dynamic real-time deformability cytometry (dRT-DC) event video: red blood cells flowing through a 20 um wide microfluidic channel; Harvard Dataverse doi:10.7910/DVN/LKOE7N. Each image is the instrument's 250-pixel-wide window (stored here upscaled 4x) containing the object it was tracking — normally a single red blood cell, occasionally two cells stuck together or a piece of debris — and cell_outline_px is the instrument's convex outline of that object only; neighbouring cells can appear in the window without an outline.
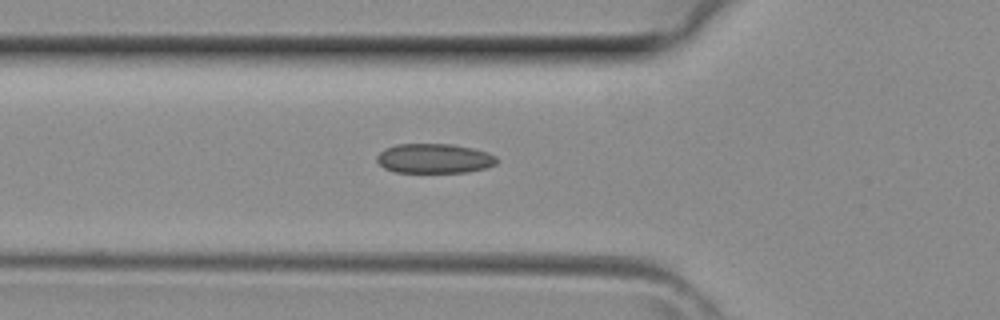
{"species": "common noctule bat (a hibernating species)", "species_latin": "Nyctalus noctula", "temperature_condition": "room temperature", "stored_images_in_passage": 29, "camera_frame_rate_fps": 3000, "um_per_image_px": 0.085, "animal": {"sex": "female", "body_mass_g": 29.2, "forearm_length_mm": 56.3}, "frame": {"image": 1, "passage_image": 2, "time_ms": 0.333, "image_size_px": [1000, 320], "cell_outline_px": [[500, 160], [496, 164], [488, 168], [468, 172], [392, 172], [384, 168], [376, 160], [376, 156], [384, 148], [396, 144], [452, 144], [472, 148], [488, 152], [496, 156]], "centroid_in_image_um": [36.93, 13.47], "position_along_channel_um": 88.9, "area_um2": 20.98}}
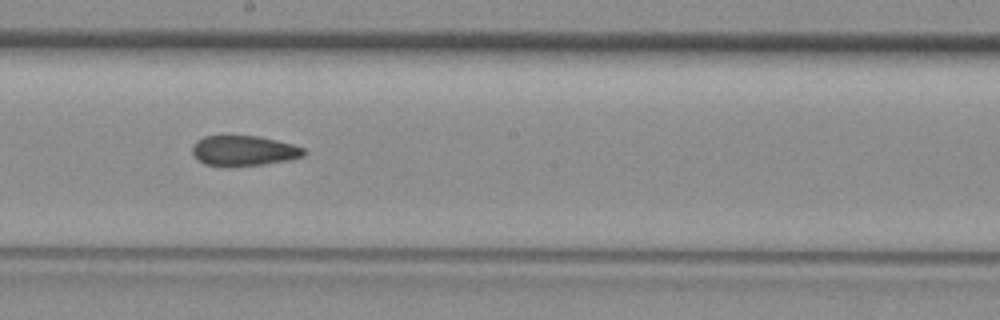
{"frame": {"image": 2, "passage_image": 10, "time_ms": 3.0, "image_size_px": [1000, 320], "cell_outline_px": [[304, 156], [288, 160], [264, 164], [204, 164], [192, 152], [192, 148], [204, 136], [260, 136], [292, 144], [304, 148]], "centroid_in_image_um": [20.78, 12.78], "position_along_channel_um": 227.4, "area_um2": 18.79}}
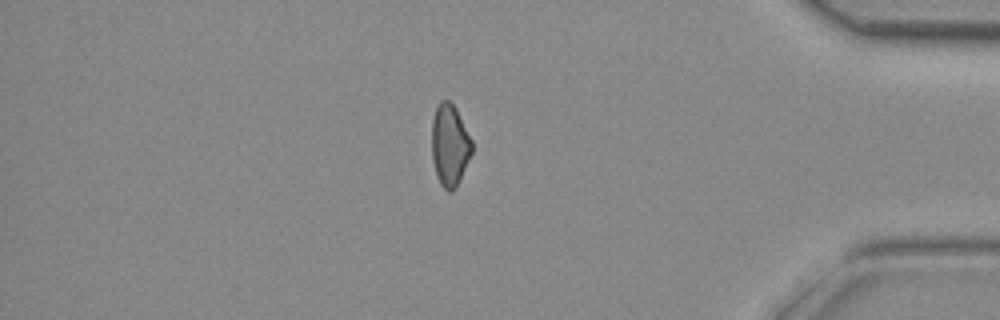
{"frame": {"image": 3, "passage_image": 22, "time_ms": 7.0, "image_size_px": [1000, 320], "cell_outline_px": [[472, 152], [460, 180], [448, 192], [440, 184], [436, 176], [432, 160], [432, 120], [436, 108], [440, 100], [448, 100], [456, 108], [472, 140]], "centroid_in_image_um": [38.22, 12.32], "position_along_channel_um": 397.0, "area_um2": 19.02}}